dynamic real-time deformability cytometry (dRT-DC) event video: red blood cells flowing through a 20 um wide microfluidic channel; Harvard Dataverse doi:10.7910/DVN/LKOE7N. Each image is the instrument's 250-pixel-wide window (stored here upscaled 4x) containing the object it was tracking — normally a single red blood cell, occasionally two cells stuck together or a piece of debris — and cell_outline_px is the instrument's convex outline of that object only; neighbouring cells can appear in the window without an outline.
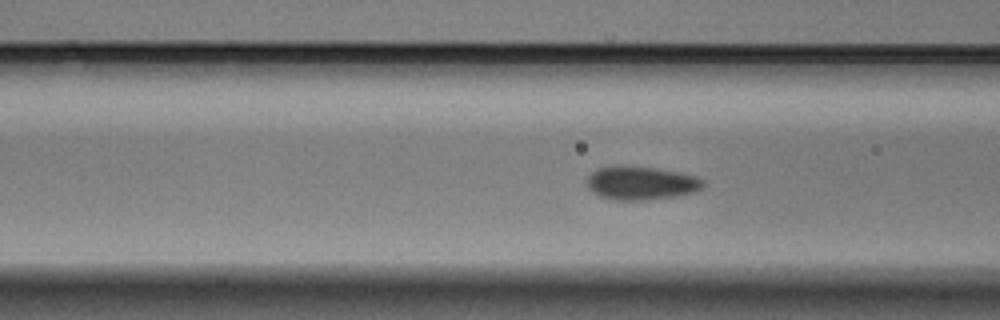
{"species": "Egyptian fruit bat (a non-hibernating species)", "species_latin": "Rousettus aegyptiacus", "temperature_condition": "warm", "stored_images_in_passage": 59, "camera_frame_rate_fps": 3000, "um_per_image_px": 0.085, "animal": {"sex": "male"}, "frame": {"image": 1, "passage_image": 22, "time_ms": 7.0, "image_size_px": [1000, 320], "cell_outline_px": [[704, 188], [696, 192], [676, 196], [640, 200], [612, 200], [600, 196], [592, 192], [588, 188], [588, 176], [592, 172], [600, 168], [620, 164], [656, 168], [696, 176], [704, 180]], "centroid_in_image_um": [54.5, 15.55], "position_along_channel_um": 112.1, "area_um2": 22.83}}
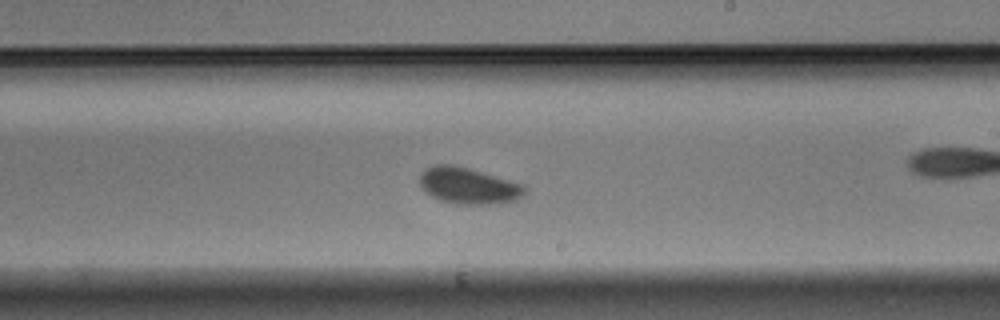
{"frame": {"image": 2, "passage_image": 34, "time_ms": 11.0, "image_size_px": [1000, 320], "cell_outline_px": [[528, 188], [516, 200], [500, 204], [456, 204], [440, 200], [432, 196], [420, 184], [420, 172], [424, 168], [436, 164], [452, 164], [468, 168], [524, 184]], "centroid_in_image_um": [39.82, 15.78], "position_along_channel_um": 249.2, "area_um2": 22.25}}
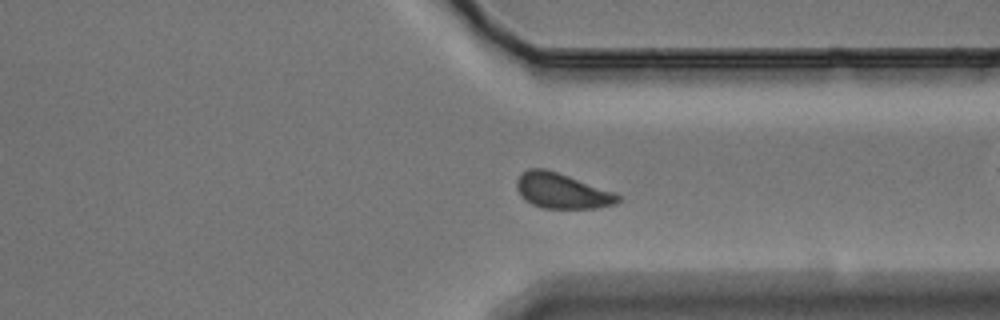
{"frame": {"image": 3, "passage_image": 44, "time_ms": 14.333, "image_size_px": [1000, 320], "cell_outline_px": [[620, 200], [616, 204], [596, 208], [544, 208], [532, 204], [524, 200], [520, 196], [516, 188], [516, 180], [520, 172], [528, 168], [544, 168], [616, 192], [620, 196]], "centroid_in_image_um": [47.73, 16.22], "position_along_channel_um": 363.7, "area_um2": 20.98}, "authors_computed_cell_mechanics": {"area_um2": 21.1548, "velocity_mm_per_s": 3.4241, "shape_relaxation_time_tau1_ms": 1.9699, "shape_relaxation_time_tau2_ms": null, "deformation_change_tau1": 0.0557, "deformation_change_tau2": null}}